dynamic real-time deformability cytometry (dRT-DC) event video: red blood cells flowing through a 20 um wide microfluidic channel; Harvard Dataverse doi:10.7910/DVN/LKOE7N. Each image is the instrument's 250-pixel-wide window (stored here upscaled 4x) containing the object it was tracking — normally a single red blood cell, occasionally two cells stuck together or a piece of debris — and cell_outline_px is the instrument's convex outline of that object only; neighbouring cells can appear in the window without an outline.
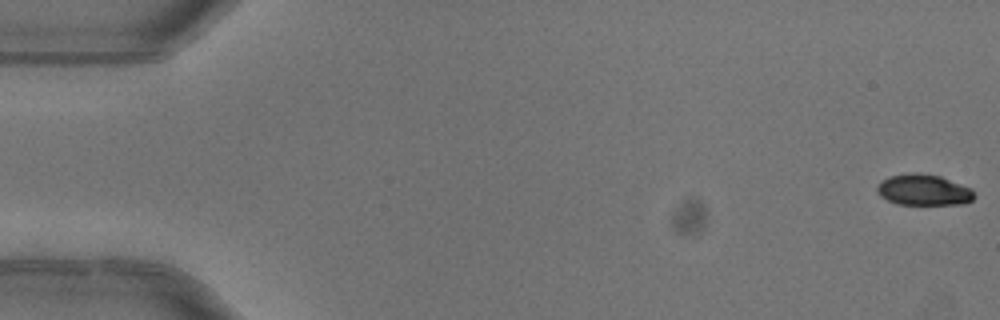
{"species": "common noctule bat (a hibernating species)", "species_latin": "Nyctalus noctula", "temperature_condition": "warm", "stored_images_in_passage": 4, "camera_frame_rate_fps": 3000, "um_per_image_px": 0.085, "animal": {"sex": "female"}, "frame": {"image": 1, "passage_image": 1, "time_ms": 0.0, "image_size_px": [1000, 320], "cell_outline_px": [[976, 196], [972, 200], [964, 204], [896, 204], [880, 196], [876, 192], [876, 188], [880, 180], [888, 176], [912, 172], [920, 172], [940, 176], [972, 188]], "centroid_in_image_um": [78.49, 16.13], "position_along_channel_um": 6.5, "area_um2": 17.86}}